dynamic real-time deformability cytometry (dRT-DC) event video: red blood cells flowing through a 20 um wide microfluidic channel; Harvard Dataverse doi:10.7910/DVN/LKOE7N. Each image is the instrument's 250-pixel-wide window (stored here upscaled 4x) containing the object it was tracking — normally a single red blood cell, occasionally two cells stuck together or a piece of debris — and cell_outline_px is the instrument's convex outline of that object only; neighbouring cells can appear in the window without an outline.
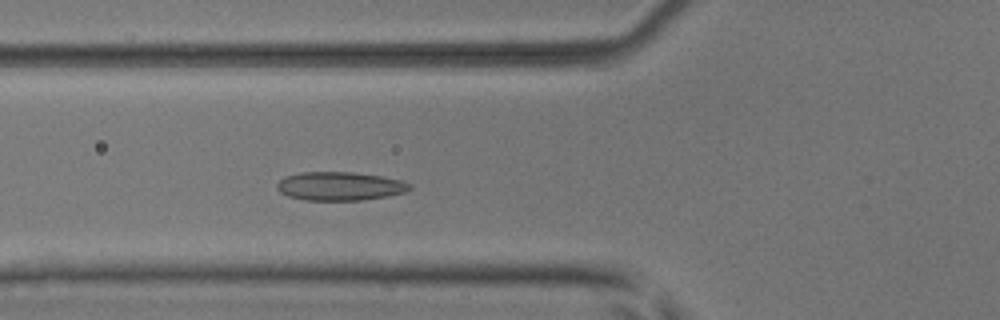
{"species": "common noctule bat (a hibernating species)", "species_latin": "Nyctalus noctula", "temperature_condition": "room temperature", "stored_images_in_passage": 32, "camera_frame_rate_fps": 3000, "um_per_image_px": 0.085, "animal": {"sex": "male", "body_mass_g": 17.9, "forearm_length_mm": 54.2}, "frame": {"image": 1, "passage_image": 6, "time_ms": 1.667, "image_size_px": [1000, 320], "cell_outline_px": [[412, 188], [404, 192], [388, 196], [360, 200], [304, 200], [288, 196], [280, 192], [276, 188], [276, 184], [284, 176], [300, 172], [352, 172], [380, 176], [404, 180], [412, 184]], "centroid_in_image_um": [28.89, 15.82], "position_along_channel_um": 96.9, "area_um2": 22.25}}
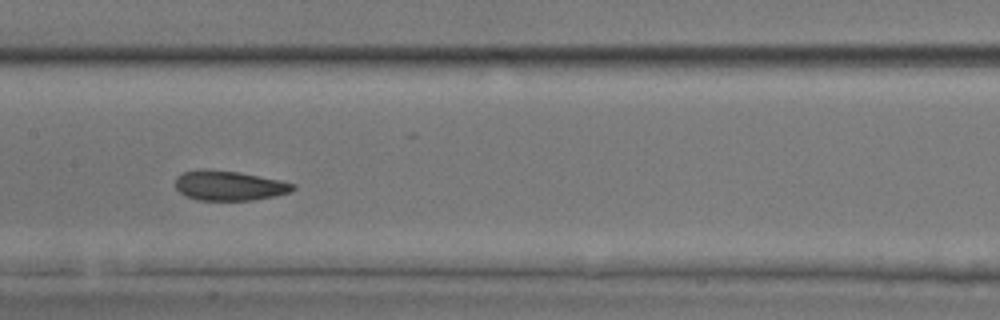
{"frame": {"image": 2, "passage_image": 13, "time_ms": 4.0, "image_size_px": [1000, 320], "cell_outline_px": [[296, 188], [292, 192], [276, 196], [252, 200], [196, 200], [184, 196], [176, 188], [176, 176], [184, 172], [204, 168], [236, 172], [280, 180], [296, 184]], "centroid_in_image_um": [19.48, 15.78], "position_along_channel_um": 187.9, "area_um2": 20.52}}
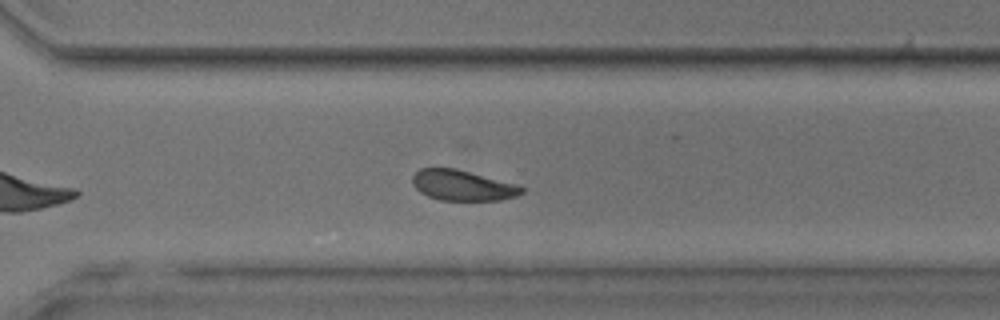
{"frame": {"image": 3, "passage_image": 24, "time_ms": 7.667, "image_size_px": [1000, 320], "cell_outline_px": [[524, 192], [516, 196], [500, 200], [440, 200], [428, 196], [420, 192], [412, 184], [412, 176], [420, 168], [456, 168], [516, 184], [524, 188]], "centroid_in_image_um": [39.3, 15.75], "position_along_channel_um": 331.3, "area_um2": 19.36}, "authors_computed_cell_mechanics": {"area_um2": 20.3745, "velocity_mm_per_s": 3.9121, "shape_relaxation_time_tau1_ms": 3.5117, "shape_relaxation_time_tau2_ms": 1.5185, "deformation_change_tau1": 0.0847, "deformation_change_tau2": 0.0561}}